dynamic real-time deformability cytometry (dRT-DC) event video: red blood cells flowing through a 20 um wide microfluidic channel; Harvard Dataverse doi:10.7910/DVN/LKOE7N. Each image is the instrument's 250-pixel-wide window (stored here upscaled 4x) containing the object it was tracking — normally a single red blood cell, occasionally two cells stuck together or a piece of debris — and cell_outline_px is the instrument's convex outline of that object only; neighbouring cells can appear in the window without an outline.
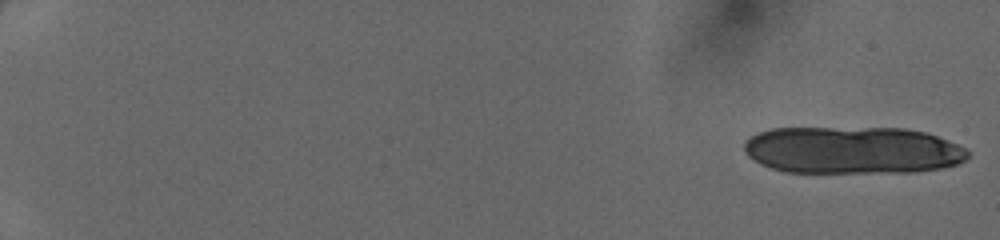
{"species": "human", "species_latin": "Homo sapiens", "temperature_condition": "cold", "stored_images_in_passage": 17, "camera_frame_rate_fps": 3000, "um_per_image_px": 0.085, "donor": {"sex": "female"}, "frame": {"image": 1, "passage_image": 1, "time_ms": 0.0, "image_size_px": [1000, 240], "cell_outline_px": [[968, 156], [964, 160], [956, 164], [940, 168], [912, 172], [784, 172], [760, 164], [748, 156], [744, 152], [744, 144], [752, 136], [760, 132], [772, 128], [904, 128], [924, 132], [948, 140], [964, 148], [968, 152]], "centroid_in_image_um": [72.43, 12.76], "position_along_channel_um": 12.6, "area_um2": 61.5}}